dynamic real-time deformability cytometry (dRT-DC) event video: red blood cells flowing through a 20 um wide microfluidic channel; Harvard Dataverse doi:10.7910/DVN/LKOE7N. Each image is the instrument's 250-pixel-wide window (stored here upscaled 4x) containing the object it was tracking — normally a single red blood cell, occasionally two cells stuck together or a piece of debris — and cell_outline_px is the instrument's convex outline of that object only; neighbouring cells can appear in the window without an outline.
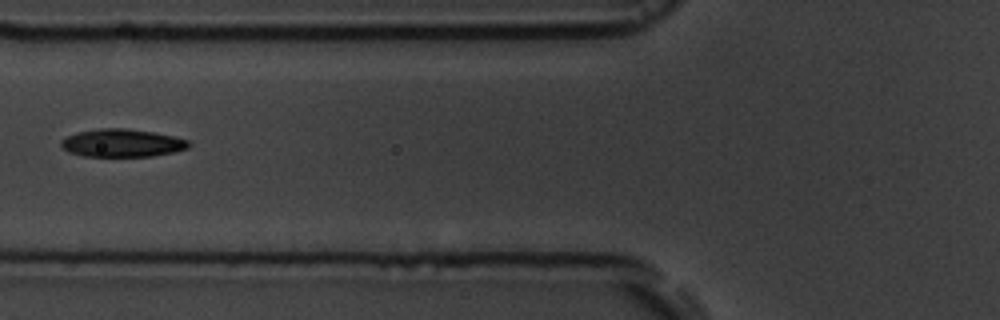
{"species": "common noctule bat (a hibernating species)", "species_latin": "Nyctalus noctula", "temperature_condition": "room temperature", "stored_images_in_passage": 6, "camera_frame_rate_fps": 3000, "um_per_image_px": 0.085, "animal": {"sex": "male", "body_mass_g": 19.5, "forearm_length_mm": 54.6}, "frame": {"image": 1, "passage_image": 6, "time_ms": 7.667, "image_size_px": [1000, 320], "cell_outline_px": [[192, 144], [188, 148], [172, 152], [152, 156], [84, 156], [68, 152], [60, 144], [60, 140], [68, 136], [80, 132], [100, 128], [124, 128], [152, 132], [172, 136], [188, 140]], "centroid_in_image_um": [10.38, 12.16], "position_along_channel_um": 115.4, "area_um2": 20.52}}